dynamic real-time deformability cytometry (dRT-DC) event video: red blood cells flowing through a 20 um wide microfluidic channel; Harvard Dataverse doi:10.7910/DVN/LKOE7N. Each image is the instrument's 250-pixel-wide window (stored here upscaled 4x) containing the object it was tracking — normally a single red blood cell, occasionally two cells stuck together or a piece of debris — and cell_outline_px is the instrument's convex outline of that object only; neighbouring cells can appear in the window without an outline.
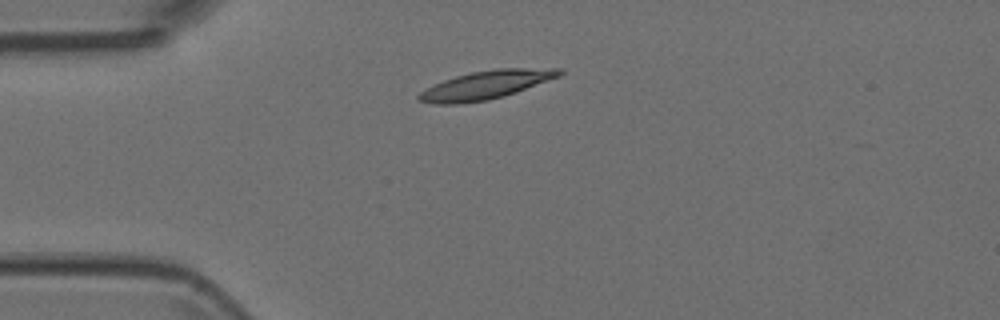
{"species": "Egyptian fruit bat (a non-hibernating species)", "species_latin": "Rousettus aegyptiacus", "temperature_condition": "room temperature", "stored_images_in_passage": 4, "camera_frame_rate_fps": 3000, "um_per_image_px": 0.085, "animal": {"sex": "female"}, "frame": {"image": 1, "passage_image": 4, "time_ms": 1.0, "image_size_px": [1000, 320], "cell_outline_px": [[564, 72], [560, 76], [516, 92], [504, 96], [488, 100], [460, 104], [432, 104], [416, 100], [416, 96], [420, 92], [444, 80], [456, 76], [472, 72], [496, 68], [564, 68]], "centroid_in_image_um": [41.31, 7.22], "position_along_channel_um": 43.7, "area_um2": 23.29}}